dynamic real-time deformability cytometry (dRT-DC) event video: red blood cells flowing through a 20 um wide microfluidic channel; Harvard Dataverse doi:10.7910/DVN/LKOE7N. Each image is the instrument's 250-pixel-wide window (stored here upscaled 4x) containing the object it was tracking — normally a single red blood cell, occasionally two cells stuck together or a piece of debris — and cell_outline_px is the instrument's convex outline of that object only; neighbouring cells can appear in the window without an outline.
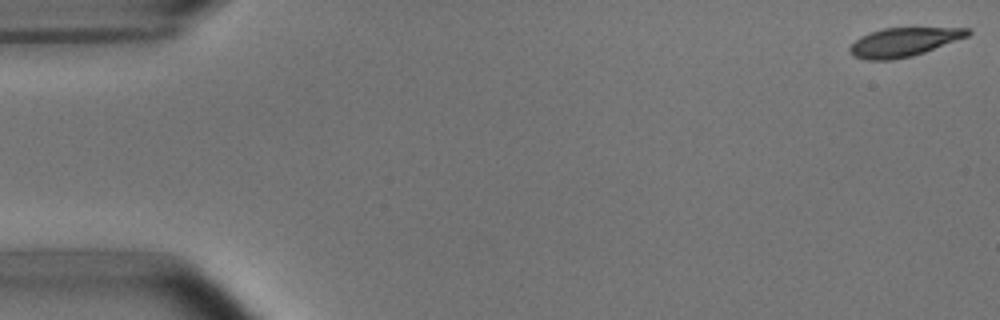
{"species": "common noctule bat (a hibernating species)", "species_latin": "Nyctalus noctula", "temperature_condition": "room temperature", "stored_images_in_passage": 6, "segment_of_instrument_passage": [1, 2], "camera_frame_rate_fps": 3000, "um_per_image_px": 0.085, "animal": {"sex": "male", "body_mass_g": 15.6}, "frame": {"image": 1, "passage_image": 1, "time_ms": 0.0, "image_size_px": [1000, 320], "cell_outline_px": [[972, 32], [968, 36], [924, 52], [912, 56], [892, 60], [868, 60], [852, 56], [848, 52], [848, 48], [860, 36], [884, 28], [968, 28]], "centroid_in_image_um": [76.78, 3.59], "position_along_channel_um": 8.2, "area_um2": 19.65}}
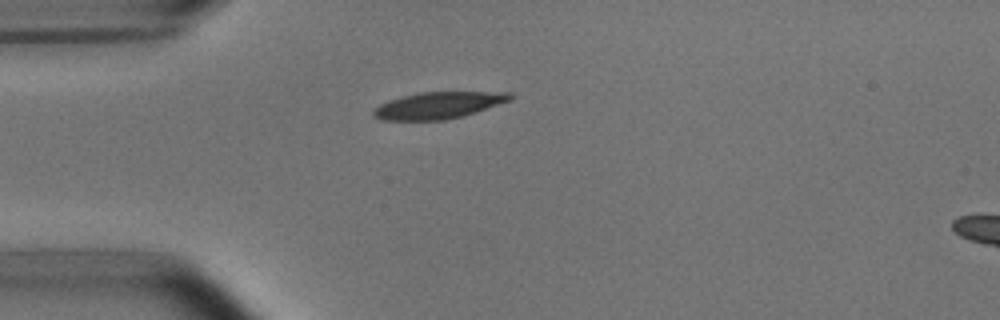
{"frame": {"image": 2, "passage_image": 5, "time_ms": 4.333, "image_size_px": [1000, 320], "cell_outline_px": [[512, 100], [460, 116], [444, 120], [380, 120], [372, 116], [372, 112], [380, 104], [388, 100], [416, 92], [512, 92]], "centroid_in_image_um": [37.21, 8.94], "position_along_channel_um": 47.8, "area_um2": 21.15}}